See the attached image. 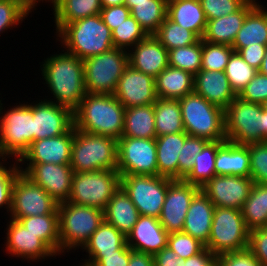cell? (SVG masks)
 <instances>
[{"mask_svg":"<svg viewBox=\"0 0 267 266\" xmlns=\"http://www.w3.org/2000/svg\"><path fill=\"white\" fill-rule=\"evenodd\" d=\"M41 66L43 79L55 98L49 101L74 112L86 95L83 60L65 51L48 57Z\"/></svg>","mask_w":267,"mask_h":266,"instance_id":"1","label":"cell"},{"mask_svg":"<svg viewBox=\"0 0 267 266\" xmlns=\"http://www.w3.org/2000/svg\"><path fill=\"white\" fill-rule=\"evenodd\" d=\"M125 108L113 94L86 93L74 111L77 130L113 137H122Z\"/></svg>","mask_w":267,"mask_h":266,"instance_id":"2","label":"cell"},{"mask_svg":"<svg viewBox=\"0 0 267 266\" xmlns=\"http://www.w3.org/2000/svg\"><path fill=\"white\" fill-rule=\"evenodd\" d=\"M67 52L81 60L104 53L114 47L112 31L100 14L65 24L58 32Z\"/></svg>","mask_w":267,"mask_h":266,"instance_id":"3","label":"cell"},{"mask_svg":"<svg viewBox=\"0 0 267 266\" xmlns=\"http://www.w3.org/2000/svg\"><path fill=\"white\" fill-rule=\"evenodd\" d=\"M70 166L73 172L117 169V140L74 127Z\"/></svg>","mask_w":267,"mask_h":266,"instance_id":"4","label":"cell"},{"mask_svg":"<svg viewBox=\"0 0 267 266\" xmlns=\"http://www.w3.org/2000/svg\"><path fill=\"white\" fill-rule=\"evenodd\" d=\"M182 120L189 136L226 141L224 109L192 92L180 99Z\"/></svg>","mask_w":267,"mask_h":266,"instance_id":"5","label":"cell"},{"mask_svg":"<svg viewBox=\"0 0 267 266\" xmlns=\"http://www.w3.org/2000/svg\"><path fill=\"white\" fill-rule=\"evenodd\" d=\"M103 210L70 202L58 204L60 253L81 248L103 222Z\"/></svg>","mask_w":267,"mask_h":266,"instance_id":"6","label":"cell"},{"mask_svg":"<svg viewBox=\"0 0 267 266\" xmlns=\"http://www.w3.org/2000/svg\"><path fill=\"white\" fill-rule=\"evenodd\" d=\"M120 186L121 175L117 169L73 172L68 202L104 210Z\"/></svg>","mask_w":267,"mask_h":266,"instance_id":"7","label":"cell"},{"mask_svg":"<svg viewBox=\"0 0 267 266\" xmlns=\"http://www.w3.org/2000/svg\"><path fill=\"white\" fill-rule=\"evenodd\" d=\"M1 105L0 100V115ZM8 110L0 117V157L14 156L18 161L34 142L32 103H19Z\"/></svg>","mask_w":267,"mask_h":266,"instance_id":"8","label":"cell"},{"mask_svg":"<svg viewBox=\"0 0 267 266\" xmlns=\"http://www.w3.org/2000/svg\"><path fill=\"white\" fill-rule=\"evenodd\" d=\"M86 93L114 94L128 64V52L112 49L83 60Z\"/></svg>","mask_w":267,"mask_h":266,"instance_id":"9","label":"cell"},{"mask_svg":"<svg viewBox=\"0 0 267 266\" xmlns=\"http://www.w3.org/2000/svg\"><path fill=\"white\" fill-rule=\"evenodd\" d=\"M250 231L242 212L234 208H214L209 241L205 245L216 257L248 248Z\"/></svg>","mask_w":267,"mask_h":266,"instance_id":"10","label":"cell"},{"mask_svg":"<svg viewBox=\"0 0 267 266\" xmlns=\"http://www.w3.org/2000/svg\"><path fill=\"white\" fill-rule=\"evenodd\" d=\"M226 141L238 145L262 142L263 106L236 97L224 110Z\"/></svg>","mask_w":267,"mask_h":266,"instance_id":"11","label":"cell"},{"mask_svg":"<svg viewBox=\"0 0 267 266\" xmlns=\"http://www.w3.org/2000/svg\"><path fill=\"white\" fill-rule=\"evenodd\" d=\"M172 181L159 175H121V187L140 215L159 218Z\"/></svg>","mask_w":267,"mask_h":266,"instance_id":"12","label":"cell"},{"mask_svg":"<svg viewBox=\"0 0 267 266\" xmlns=\"http://www.w3.org/2000/svg\"><path fill=\"white\" fill-rule=\"evenodd\" d=\"M117 170L120 175H158L155 138L118 139Z\"/></svg>","mask_w":267,"mask_h":266,"instance_id":"13","label":"cell"},{"mask_svg":"<svg viewBox=\"0 0 267 266\" xmlns=\"http://www.w3.org/2000/svg\"><path fill=\"white\" fill-rule=\"evenodd\" d=\"M58 214V203L39 185L20 173L12 189L11 219Z\"/></svg>","mask_w":267,"mask_h":266,"instance_id":"14","label":"cell"},{"mask_svg":"<svg viewBox=\"0 0 267 266\" xmlns=\"http://www.w3.org/2000/svg\"><path fill=\"white\" fill-rule=\"evenodd\" d=\"M20 171L34 184L41 186L58 204L68 202L72 189L73 170L70 165L27 163Z\"/></svg>","mask_w":267,"mask_h":266,"instance_id":"15","label":"cell"},{"mask_svg":"<svg viewBox=\"0 0 267 266\" xmlns=\"http://www.w3.org/2000/svg\"><path fill=\"white\" fill-rule=\"evenodd\" d=\"M253 184L250 177L216 175L201 188V191L214 206L241 211Z\"/></svg>","mask_w":267,"mask_h":266,"instance_id":"16","label":"cell"},{"mask_svg":"<svg viewBox=\"0 0 267 266\" xmlns=\"http://www.w3.org/2000/svg\"><path fill=\"white\" fill-rule=\"evenodd\" d=\"M200 190L184 180H172L168 184L167 194L158 219L169 234L182 232L190 203Z\"/></svg>","mask_w":267,"mask_h":266,"instance_id":"17","label":"cell"},{"mask_svg":"<svg viewBox=\"0 0 267 266\" xmlns=\"http://www.w3.org/2000/svg\"><path fill=\"white\" fill-rule=\"evenodd\" d=\"M40 101L32 105L34 141L62 135L74 126L72 110L47 99Z\"/></svg>","mask_w":267,"mask_h":266,"instance_id":"18","label":"cell"},{"mask_svg":"<svg viewBox=\"0 0 267 266\" xmlns=\"http://www.w3.org/2000/svg\"><path fill=\"white\" fill-rule=\"evenodd\" d=\"M113 95L124 108L154 104L157 100L155 78L128 65Z\"/></svg>","mask_w":267,"mask_h":266,"instance_id":"19","label":"cell"},{"mask_svg":"<svg viewBox=\"0 0 267 266\" xmlns=\"http://www.w3.org/2000/svg\"><path fill=\"white\" fill-rule=\"evenodd\" d=\"M73 140L74 126L62 135L34 141L17 162L70 165Z\"/></svg>","mask_w":267,"mask_h":266,"instance_id":"20","label":"cell"},{"mask_svg":"<svg viewBox=\"0 0 267 266\" xmlns=\"http://www.w3.org/2000/svg\"><path fill=\"white\" fill-rule=\"evenodd\" d=\"M7 225L6 251L26 260L56 257V254L37 235L28 231L18 220L10 219Z\"/></svg>","mask_w":267,"mask_h":266,"instance_id":"21","label":"cell"},{"mask_svg":"<svg viewBox=\"0 0 267 266\" xmlns=\"http://www.w3.org/2000/svg\"><path fill=\"white\" fill-rule=\"evenodd\" d=\"M168 235L158 218L140 215L126 237V244L134 251L154 256L167 247Z\"/></svg>","mask_w":267,"mask_h":266,"instance_id":"22","label":"cell"},{"mask_svg":"<svg viewBox=\"0 0 267 266\" xmlns=\"http://www.w3.org/2000/svg\"><path fill=\"white\" fill-rule=\"evenodd\" d=\"M130 49L128 64L153 78L169 66L168 50L154 35H148Z\"/></svg>","mask_w":267,"mask_h":266,"instance_id":"23","label":"cell"},{"mask_svg":"<svg viewBox=\"0 0 267 266\" xmlns=\"http://www.w3.org/2000/svg\"><path fill=\"white\" fill-rule=\"evenodd\" d=\"M194 92L224 110L237 97L224 71L200 70L194 76Z\"/></svg>","mask_w":267,"mask_h":266,"instance_id":"24","label":"cell"},{"mask_svg":"<svg viewBox=\"0 0 267 266\" xmlns=\"http://www.w3.org/2000/svg\"><path fill=\"white\" fill-rule=\"evenodd\" d=\"M214 208V204L200 190L190 203L182 232L206 245L211 232Z\"/></svg>","mask_w":267,"mask_h":266,"instance_id":"25","label":"cell"},{"mask_svg":"<svg viewBox=\"0 0 267 266\" xmlns=\"http://www.w3.org/2000/svg\"><path fill=\"white\" fill-rule=\"evenodd\" d=\"M258 4L248 0L238 11L214 20H207L203 40L232 46L236 34L240 30L246 15Z\"/></svg>","mask_w":267,"mask_h":266,"instance_id":"26","label":"cell"},{"mask_svg":"<svg viewBox=\"0 0 267 266\" xmlns=\"http://www.w3.org/2000/svg\"><path fill=\"white\" fill-rule=\"evenodd\" d=\"M104 221L113 225L125 237L131 232L140 216L128 194L120 186L103 210Z\"/></svg>","mask_w":267,"mask_h":266,"instance_id":"27","label":"cell"},{"mask_svg":"<svg viewBox=\"0 0 267 266\" xmlns=\"http://www.w3.org/2000/svg\"><path fill=\"white\" fill-rule=\"evenodd\" d=\"M167 17L202 39L207 19L198 0H168Z\"/></svg>","mask_w":267,"mask_h":266,"instance_id":"28","label":"cell"},{"mask_svg":"<svg viewBox=\"0 0 267 266\" xmlns=\"http://www.w3.org/2000/svg\"><path fill=\"white\" fill-rule=\"evenodd\" d=\"M125 243L126 237L113 225L103 220L83 247L89 255V259L83 261L95 266L103 258V254L115 253Z\"/></svg>","mask_w":267,"mask_h":266,"instance_id":"29","label":"cell"},{"mask_svg":"<svg viewBox=\"0 0 267 266\" xmlns=\"http://www.w3.org/2000/svg\"><path fill=\"white\" fill-rule=\"evenodd\" d=\"M216 175L250 177V155L247 145L225 141L215 157Z\"/></svg>","mask_w":267,"mask_h":266,"instance_id":"30","label":"cell"},{"mask_svg":"<svg viewBox=\"0 0 267 266\" xmlns=\"http://www.w3.org/2000/svg\"><path fill=\"white\" fill-rule=\"evenodd\" d=\"M188 136L186 132H179L155 138L159 176L178 180V155Z\"/></svg>","mask_w":267,"mask_h":266,"instance_id":"31","label":"cell"},{"mask_svg":"<svg viewBox=\"0 0 267 266\" xmlns=\"http://www.w3.org/2000/svg\"><path fill=\"white\" fill-rule=\"evenodd\" d=\"M255 44L267 45V11L259 3L246 15L232 48L239 52Z\"/></svg>","mask_w":267,"mask_h":266,"instance_id":"32","label":"cell"},{"mask_svg":"<svg viewBox=\"0 0 267 266\" xmlns=\"http://www.w3.org/2000/svg\"><path fill=\"white\" fill-rule=\"evenodd\" d=\"M155 89L157 98L180 99L194 92V75L168 66L155 78Z\"/></svg>","mask_w":267,"mask_h":266,"instance_id":"33","label":"cell"},{"mask_svg":"<svg viewBox=\"0 0 267 266\" xmlns=\"http://www.w3.org/2000/svg\"><path fill=\"white\" fill-rule=\"evenodd\" d=\"M122 136L132 138H156L154 104L125 108Z\"/></svg>","mask_w":267,"mask_h":266,"instance_id":"34","label":"cell"},{"mask_svg":"<svg viewBox=\"0 0 267 266\" xmlns=\"http://www.w3.org/2000/svg\"><path fill=\"white\" fill-rule=\"evenodd\" d=\"M56 33L76 20L95 16L102 10L101 0H53Z\"/></svg>","mask_w":267,"mask_h":266,"instance_id":"35","label":"cell"},{"mask_svg":"<svg viewBox=\"0 0 267 266\" xmlns=\"http://www.w3.org/2000/svg\"><path fill=\"white\" fill-rule=\"evenodd\" d=\"M156 136L185 132L178 99L157 98L154 103Z\"/></svg>","mask_w":267,"mask_h":266,"instance_id":"36","label":"cell"},{"mask_svg":"<svg viewBox=\"0 0 267 266\" xmlns=\"http://www.w3.org/2000/svg\"><path fill=\"white\" fill-rule=\"evenodd\" d=\"M241 212L249 231L265 228L267 222V184L254 182Z\"/></svg>","mask_w":267,"mask_h":266,"instance_id":"37","label":"cell"},{"mask_svg":"<svg viewBox=\"0 0 267 266\" xmlns=\"http://www.w3.org/2000/svg\"><path fill=\"white\" fill-rule=\"evenodd\" d=\"M28 231L37 235L56 255L60 254L58 214H45L19 218Z\"/></svg>","mask_w":267,"mask_h":266,"instance_id":"38","label":"cell"},{"mask_svg":"<svg viewBox=\"0 0 267 266\" xmlns=\"http://www.w3.org/2000/svg\"><path fill=\"white\" fill-rule=\"evenodd\" d=\"M225 141H209L203 150L196 155L195 164L190 173L183 179L198 188H202L211 178L216 176L215 157L217 149Z\"/></svg>","mask_w":267,"mask_h":266,"instance_id":"39","label":"cell"},{"mask_svg":"<svg viewBox=\"0 0 267 266\" xmlns=\"http://www.w3.org/2000/svg\"><path fill=\"white\" fill-rule=\"evenodd\" d=\"M167 2L168 0H149L132 3L130 13L148 35H154L167 17Z\"/></svg>","mask_w":267,"mask_h":266,"instance_id":"40","label":"cell"},{"mask_svg":"<svg viewBox=\"0 0 267 266\" xmlns=\"http://www.w3.org/2000/svg\"><path fill=\"white\" fill-rule=\"evenodd\" d=\"M154 36L168 51L194 44L199 40L192 31L176 24L168 17L159 26Z\"/></svg>","mask_w":267,"mask_h":266,"instance_id":"41","label":"cell"},{"mask_svg":"<svg viewBox=\"0 0 267 266\" xmlns=\"http://www.w3.org/2000/svg\"><path fill=\"white\" fill-rule=\"evenodd\" d=\"M202 39L196 43L168 51L169 66L196 75L201 70Z\"/></svg>","mask_w":267,"mask_h":266,"instance_id":"42","label":"cell"},{"mask_svg":"<svg viewBox=\"0 0 267 266\" xmlns=\"http://www.w3.org/2000/svg\"><path fill=\"white\" fill-rule=\"evenodd\" d=\"M224 72L232 89L238 95L240 91L258 73V70L249 66L238 52L233 51L229 57Z\"/></svg>","mask_w":267,"mask_h":266,"instance_id":"43","label":"cell"},{"mask_svg":"<svg viewBox=\"0 0 267 266\" xmlns=\"http://www.w3.org/2000/svg\"><path fill=\"white\" fill-rule=\"evenodd\" d=\"M147 36L148 34L132 15L128 16L126 20L112 30L114 47L125 51H129L130 47H134Z\"/></svg>","mask_w":267,"mask_h":266,"instance_id":"44","label":"cell"},{"mask_svg":"<svg viewBox=\"0 0 267 266\" xmlns=\"http://www.w3.org/2000/svg\"><path fill=\"white\" fill-rule=\"evenodd\" d=\"M233 51L232 46L214 44L202 39L201 70L225 71Z\"/></svg>","mask_w":267,"mask_h":266,"instance_id":"45","label":"cell"},{"mask_svg":"<svg viewBox=\"0 0 267 266\" xmlns=\"http://www.w3.org/2000/svg\"><path fill=\"white\" fill-rule=\"evenodd\" d=\"M209 140L201 137L188 136L178 155V180H183L193 169L195 158Z\"/></svg>","mask_w":267,"mask_h":266,"instance_id":"46","label":"cell"},{"mask_svg":"<svg viewBox=\"0 0 267 266\" xmlns=\"http://www.w3.org/2000/svg\"><path fill=\"white\" fill-rule=\"evenodd\" d=\"M247 146L250 155V178L255 183L267 184V141Z\"/></svg>","mask_w":267,"mask_h":266,"instance_id":"47","label":"cell"},{"mask_svg":"<svg viewBox=\"0 0 267 266\" xmlns=\"http://www.w3.org/2000/svg\"><path fill=\"white\" fill-rule=\"evenodd\" d=\"M167 246L183 260L198 254L205 248L198 239L184 232L170 233Z\"/></svg>","mask_w":267,"mask_h":266,"instance_id":"48","label":"cell"},{"mask_svg":"<svg viewBox=\"0 0 267 266\" xmlns=\"http://www.w3.org/2000/svg\"><path fill=\"white\" fill-rule=\"evenodd\" d=\"M0 159L4 162L7 158L0 157ZM17 163L7 168L0 162V208L5 205L4 208L7 209V212H10L12 207V189L14 182L21 173L20 167L18 166L19 163Z\"/></svg>","mask_w":267,"mask_h":266,"instance_id":"49","label":"cell"},{"mask_svg":"<svg viewBox=\"0 0 267 266\" xmlns=\"http://www.w3.org/2000/svg\"><path fill=\"white\" fill-rule=\"evenodd\" d=\"M248 0H200L207 20H214L238 11Z\"/></svg>","mask_w":267,"mask_h":266,"instance_id":"50","label":"cell"},{"mask_svg":"<svg viewBox=\"0 0 267 266\" xmlns=\"http://www.w3.org/2000/svg\"><path fill=\"white\" fill-rule=\"evenodd\" d=\"M237 97L246 102L262 105L267 101V76L258 72L240 91Z\"/></svg>","mask_w":267,"mask_h":266,"instance_id":"51","label":"cell"},{"mask_svg":"<svg viewBox=\"0 0 267 266\" xmlns=\"http://www.w3.org/2000/svg\"><path fill=\"white\" fill-rule=\"evenodd\" d=\"M27 16L28 14L11 0H0V33L22 23Z\"/></svg>","mask_w":267,"mask_h":266,"instance_id":"52","label":"cell"},{"mask_svg":"<svg viewBox=\"0 0 267 266\" xmlns=\"http://www.w3.org/2000/svg\"><path fill=\"white\" fill-rule=\"evenodd\" d=\"M216 259L219 266H262L248 248L221 254Z\"/></svg>","mask_w":267,"mask_h":266,"instance_id":"53","label":"cell"},{"mask_svg":"<svg viewBox=\"0 0 267 266\" xmlns=\"http://www.w3.org/2000/svg\"><path fill=\"white\" fill-rule=\"evenodd\" d=\"M248 249L259 260L262 266H267V229L259 228L250 231Z\"/></svg>","mask_w":267,"mask_h":266,"instance_id":"54","label":"cell"},{"mask_svg":"<svg viewBox=\"0 0 267 266\" xmlns=\"http://www.w3.org/2000/svg\"><path fill=\"white\" fill-rule=\"evenodd\" d=\"M130 15V9L125 4L103 7L100 11V16L103 22L110 28L111 31L118 27Z\"/></svg>","mask_w":267,"mask_h":266,"instance_id":"55","label":"cell"},{"mask_svg":"<svg viewBox=\"0 0 267 266\" xmlns=\"http://www.w3.org/2000/svg\"><path fill=\"white\" fill-rule=\"evenodd\" d=\"M132 249L125 243L115 253L103 254V258L95 266H128Z\"/></svg>","mask_w":267,"mask_h":266,"instance_id":"56","label":"cell"},{"mask_svg":"<svg viewBox=\"0 0 267 266\" xmlns=\"http://www.w3.org/2000/svg\"><path fill=\"white\" fill-rule=\"evenodd\" d=\"M267 45L255 44L242 48L238 53L243 60L251 67L259 70L264 59Z\"/></svg>","mask_w":267,"mask_h":266,"instance_id":"57","label":"cell"},{"mask_svg":"<svg viewBox=\"0 0 267 266\" xmlns=\"http://www.w3.org/2000/svg\"><path fill=\"white\" fill-rule=\"evenodd\" d=\"M153 257L155 266H183V259L179 258L168 246Z\"/></svg>","mask_w":267,"mask_h":266,"instance_id":"58","label":"cell"},{"mask_svg":"<svg viewBox=\"0 0 267 266\" xmlns=\"http://www.w3.org/2000/svg\"><path fill=\"white\" fill-rule=\"evenodd\" d=\"M216 256L206 247L198 254L183 260V266H208Z\"/></svg>","mask_w":267,"mask_h":266,"instance_id":"59","label":"cell"},{"mask_svg":"<svg viewBox=\"0 0 267 266\" xmlns=\"http://www.w3.org/2000/svg\"><path fill=\"white\" fill-rule=\"evenodd\" d=\"M128 266H155L154 257L144 252L132 250Z\"/></svg>","mask_w":267,"mask_h":266,"instance_id":"60","label":"cell"},{"mask_svg":"<svg viewBox=\"0 0 267 266\" xmlns=\"http://www.w3.org/2000/svg\"><path fill=\"white\" fill-rule=\"evenodd\" d=\"M11 1L16 3L23 11H25L29 15V13L32 12L31 10L35 8L37 2H40L41 0H11ZM45 1L49 2V0ZM50 2L53 3V0H50Z\"/></svg>","mask_w":267,"mask_h":266,"instance_id":"61","label":"cell"},{"mask_svg":"<svg viewBox=\"0 0 267 266\" xmlns=\"http://www.w3.org/2000/svg\"><path fill=\"white\" fill-rule=\"evenodd\" d=\"M263 106V128H262V142L267 141V101L262 104Z\"/></svg>","mask_w":267,"mask_h":266,"instance_id":"62","label":"cell"},{"mask_svg":"<svg viewBox=\"0 0 267 266\" xmlns=\"http://www.w3.org/2000/svg\"><path fill=\"white\" fill-rule=\"evenodd\" d=\"M125 0H101L102 7L123 5Z\"/></svg>","mask_w":267,"mask_h":266,"instance_id":"63","label":"cell"},{"mask_svg":"<svg viewBox=\"0 0 267 266\" xmlns=\"http://www.w3.org/2000/svg\"><path fill=\"white\" fill-rule=\"evenodd\" d=\"M258 72L264 76H267V47L264 55V59L262 61L261 67Z\"/></svg>","mask_w":267,"mask_h":266,"instance_id":"64","label":"cell"},{"mask_svg":"<svg viewBox=\"0 0 267 266\" xmlns=\"http://www.w3.org/2000/svg\"><path fill=\"white\" fill-rule=\"evenodd\" d=\"M142 2H149V0H125V5L131 10L132 3H142Z\"/></svg>","mask_w":267,"mask_h":266,"instance_id":"65","label":"cell"},{"mask_svg":"<svg viewBox=\"0 0 267 266\" xmlns=\"http://www.w3.org/2000/svg\"><path fill=\"white\" fill-rule=\"evenodd\" d=\"M208 266H219L217 263V259L215 258Z\"/></svg>","mask_w":267,"mask_h":266,"instance_id":"66","label":"cell"},{"mask_svg":"<svg viewBox=\"0 0 267 266\" xmlns=\"http://www.w3.org/2000/svg\"><path fill=\"white\" fill-rule=\"evenodd\" d=\"M79 266H91V265H89L88 263H82V265Z\"/></svg>","mask_w":267,"mask_h":266,"instance_id":"67","label":"cell"}]
</instances>
